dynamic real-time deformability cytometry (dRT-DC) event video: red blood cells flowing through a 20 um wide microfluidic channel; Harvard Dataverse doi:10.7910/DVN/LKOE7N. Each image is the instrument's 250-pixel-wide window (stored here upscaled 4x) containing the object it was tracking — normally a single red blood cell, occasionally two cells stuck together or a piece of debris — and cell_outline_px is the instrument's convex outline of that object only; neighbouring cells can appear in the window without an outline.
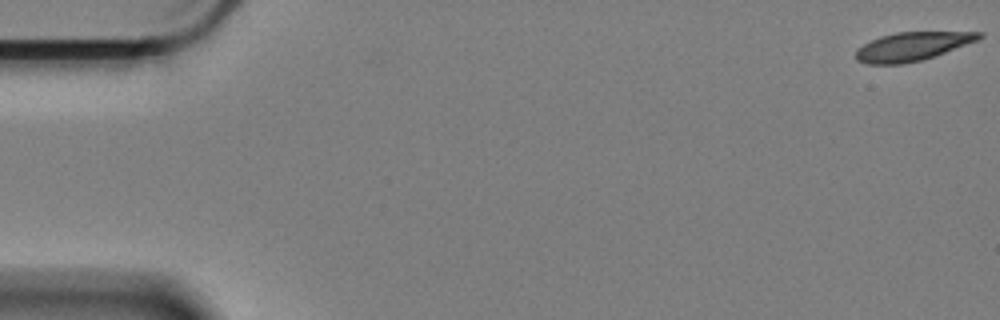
{"species": "Egyptian fruit bat (a non-hibernating species)", "species_latin": "Rousettus aegyptiacus", "temperature_condition": "cold", "stored_images_in_passage": 60, "camera_frame_rate_fps": 3000, "um_per_image_px": 0.085, "animal": {"sex": "female"}, "frame": {"image": 1, "passage_image": 1, "time_ms": 0.0, "image_size_px": [1000, 320], "cell_outline_px": [[984, 36], [976, 40], [936, 56], [924, 60], [904, 64], [868, 64], [856, 60], [856, 48], [880, 36], [896, 32], [984, 32]], "centroid_in_image_um": [77.52, 3.95], "position_along_channel_um": 7.5, "area_um2": 20.52}}
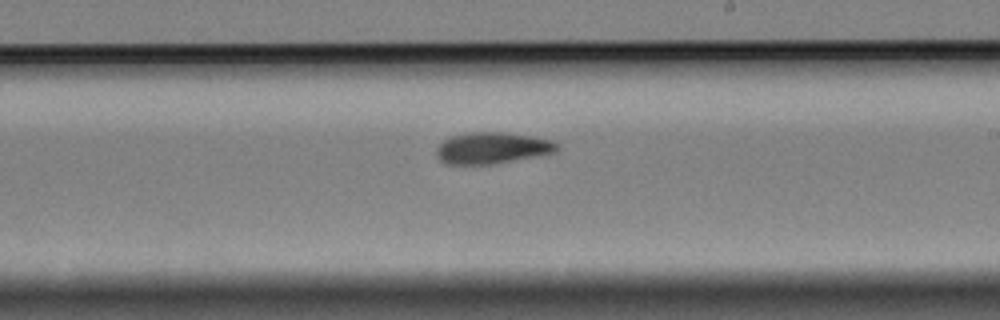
{"frame": {"image": 2, "passage_image": 35, "time_ms": 11.333, "image_size_px": [1000, 320], "cell_outline_px": [[560, 148], [556, 152], [540, 156], [496, 164], [444, 164], [436, 156], [436, 148], [448, 136], [468, 132], [508, 132], [536, 136], [552, 140], [560, 144]], "centroid_in_image_um": [41.88, 12.57], "position_along_channel_um": 247.1, "area_um2": 22.77}}
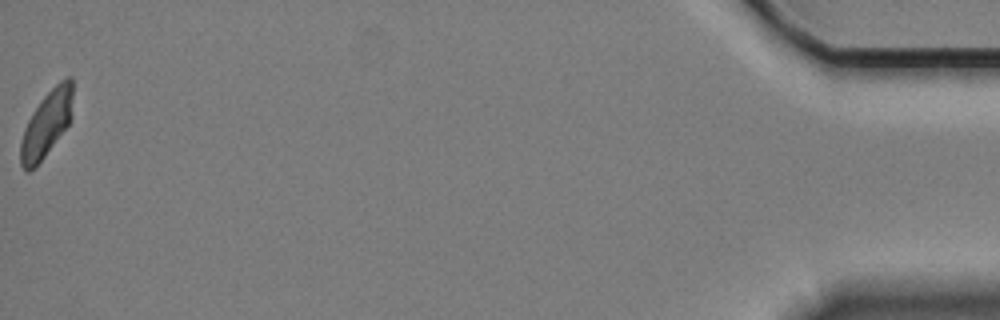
{"frame": {"image": 3, "passage_image": 60, "time_ms": 19.667, "image_size_px": [1000, 320], "cell_outline_px": [[72, 120], [44, 156], [28, 172], [20, 164], [20, 144], [24, 128], [32, 112], [40, 100], [60, 80], [68, 76], [72, 76]], "centroid_in_image_um": [3.97, 10.48], "position_along_channel_um": 431.2, "area_um2": 19.88}, "authors_computed_cell_mechanics": {"area_um2": 21.9929, "velocity_mm_per_s": 3.3496, "shape_relaxation_time_tau1_ms": 8.4787, "shape_relaxation_time_tau2_ms": 4.0704, "deformation_change_tau1": 0.1652, "deformation_change_tau2": 0.0777}}